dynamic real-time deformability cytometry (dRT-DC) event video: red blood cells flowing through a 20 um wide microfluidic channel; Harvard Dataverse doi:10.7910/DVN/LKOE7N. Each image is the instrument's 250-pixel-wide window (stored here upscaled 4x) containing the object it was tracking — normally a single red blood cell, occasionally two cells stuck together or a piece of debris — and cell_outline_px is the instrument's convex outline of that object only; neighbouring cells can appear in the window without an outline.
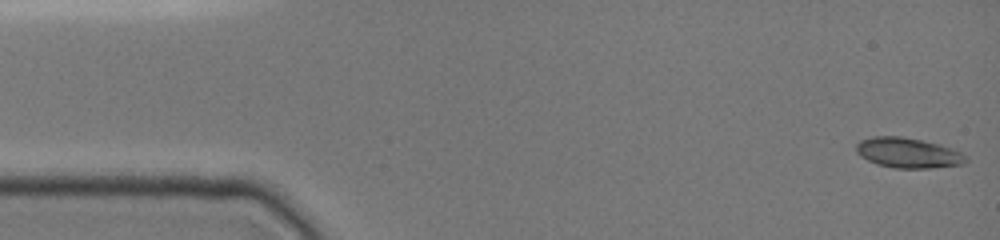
{"species": "common noctule bat (a hibernating species)", "species_latin": "Nyctalus noctula", "temperature_condition": "cold", "stored_images_in_passage": 22, "camera_frame_rate_fps": 3000, "um_per_image_px": 0.085, "animal": {"sex": "female", "body_mass_g": 19.0, "forearm_length_mm": 51.5}, "frame": {"image": 1, "passage_image": 1, "time_ms": 0.0, "image_size_px": [1000, 240], "cell_outline_px": [[968, 160], [964, 164], [928, 168], [896, 168], [876, 164], [860, 156], [856, 152], [856, 144], [860, 140], [872, 136], [900, 136], [940, 144], [960, 152]], "centroid_in_image_um": [77.14, 12.99], "position_along_channel_um": 7.9, "area_um2": 19.19}}
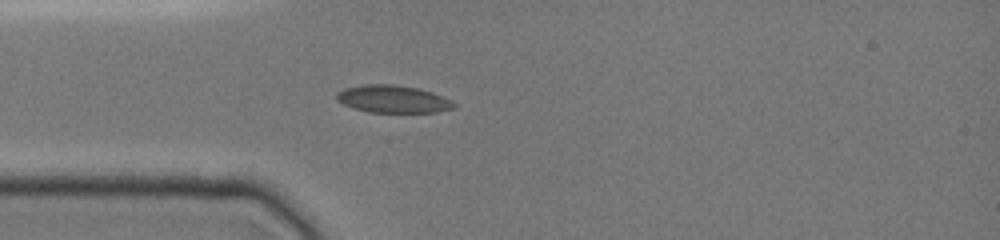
{"frame": {"image": 2, "passage_image": 18, "time_ms": 4.0, "image_size_px": [1000, 240], "cell_outline_px": [[456, 108], [436, 112], [368, 112], [352, 108], [336, 100], [336, 92], [344, 88], [364, 84], [392, 84], [416, 88], [432, 92], [452, 100], [456, 104]], "centroid_in_image_um": [33.39, 8.42], "position_along_channel_um": 51.6, "area_um2": 18.9}}
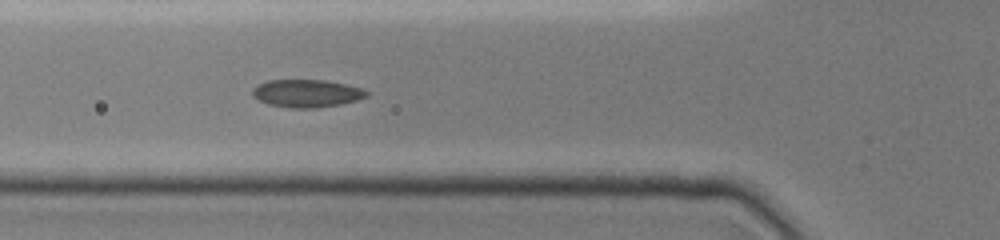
{"frame": {"image": 3, "passage_image": 22, "time_ms": 5.333, "image_size_px": [1000, 240], "cell_outline_px": [[368, 96], [356, 100], [340, 104], [312, 108], [292, 108], [268, 104], [252, 96], [252, 88], [256, 84], [268, 80], [324, 80], [364, 88], [368, 92]], "centroid_in_image_um": [26.04, 7.93], "position_along_channel_um": 99.8, "area_um2": 18.44}}